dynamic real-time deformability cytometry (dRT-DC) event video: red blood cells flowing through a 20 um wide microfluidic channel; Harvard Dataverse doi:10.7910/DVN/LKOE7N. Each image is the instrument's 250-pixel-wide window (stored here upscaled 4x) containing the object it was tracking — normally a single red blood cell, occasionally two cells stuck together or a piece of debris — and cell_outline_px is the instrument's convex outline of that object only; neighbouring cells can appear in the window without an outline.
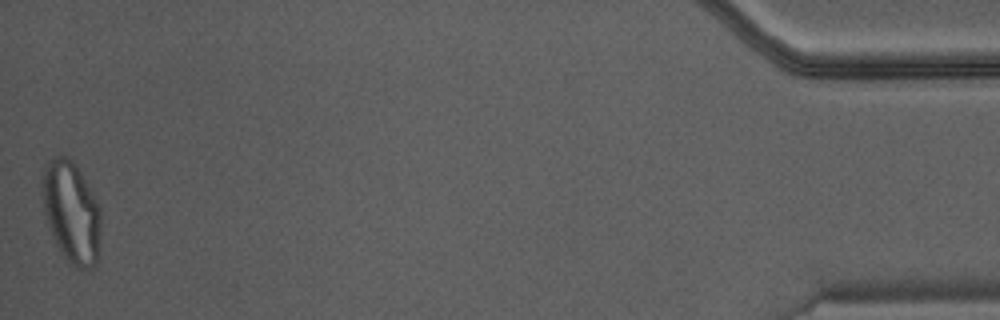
{"species": "Egyptian fruit bat (a non-hibernating species)", "species_latin": "Rousettus aegyptiacus", "temperature_condition": "warm", "stored_images_in_passage": 41, "camera_frame_rate_fps": 3000, "um_per_image_px": 0.085, "animal": {"sex": "male"}, "frame": {"image": 1, "passage_image": 41, "time_ms": 13.333, "image_size_px": [1000, 320], "cell_outline_px": [[100, 228], [96, 264], [92, 268], [76, 268], [64, 256], [56, 244], [48, 224], [44, 212], [44, 164], [60, 156], [68, 156], [76, 164], [100, 208]], "centroid_in_image_um": [6.09, 18.05], "position_along_channel_um": 429.1, "area_um2": 33.76}}